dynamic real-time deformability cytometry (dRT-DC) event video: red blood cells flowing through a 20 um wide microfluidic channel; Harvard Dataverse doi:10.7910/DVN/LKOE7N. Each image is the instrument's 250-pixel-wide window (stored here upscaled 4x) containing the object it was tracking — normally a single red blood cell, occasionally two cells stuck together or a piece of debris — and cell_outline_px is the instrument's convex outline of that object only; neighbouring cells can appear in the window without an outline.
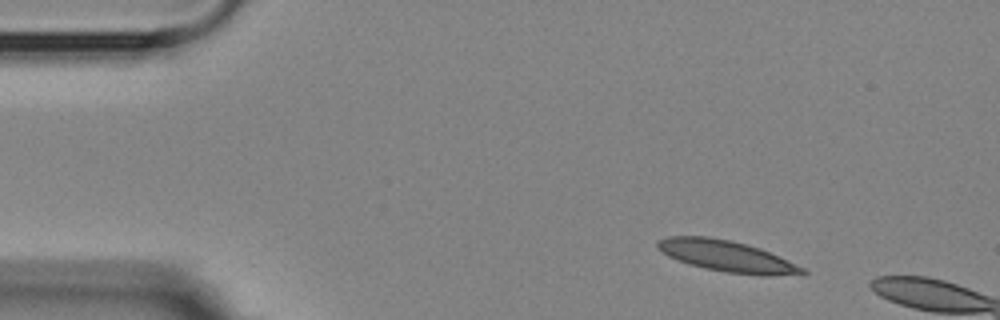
{"species": "Egyptian fruit bat (a non-hibernating species)", "species_latin": "Rousettus aegyptiacus", "temperature_condition": "room temperature", "stored_images_in_passage": 3, "camera_frame_rate_fps": 3000, "um_per_image_px": 0.085, "animal": {"sex": "female"}, "frame": {"image": 1, "passage_image": 1, "time_ms": 0.0, "image_size_px": [1000, 320], "cell_outline_px": [[808, 272], [768, 276], [760, 276], [728, 272], [704, 268], [688, 264], [668, 256], [656, 248], [656, 244], [660, 240], [668, 236], [708, 236], [732, 240], [748, 244], [760, 248], [804, 268]], "centroid_in_image_um": [61.72, 21.76], "position_along_channel_um": 23.3, "area_um2": 26.13}}